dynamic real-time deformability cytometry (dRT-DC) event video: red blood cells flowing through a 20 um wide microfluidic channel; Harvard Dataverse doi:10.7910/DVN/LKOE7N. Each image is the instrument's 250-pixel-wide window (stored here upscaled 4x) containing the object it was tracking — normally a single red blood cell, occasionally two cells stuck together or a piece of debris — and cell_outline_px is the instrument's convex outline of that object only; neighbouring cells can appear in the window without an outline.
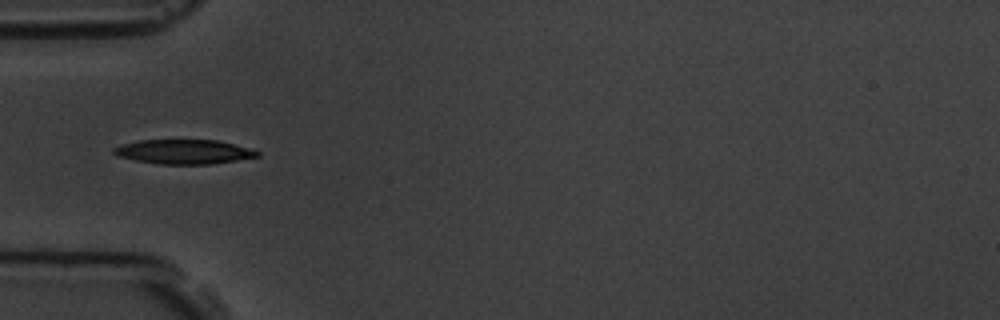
{"species": "common noctule bat (a hibernating species)", "species_latin": "Nyctalus noctula", "temperature_condition": "room temperature", "stored_images_in_passage": 8, "camera_frame_rate_fps": 3000, "um_per_image_px": 0.085, "animal": {"sex": "male", "body_mass_g": 19.5, "forearm_length_mm": 54.6}, "frame": {"image": 1, "passage_image": 6, "time_ms": 5.667, "image_size_px": [1000, 320], "cell_outline_px": [[260, 156], [236, 160], [208, 164], [160, 164], [136, 160], [116, 156], [112, 152], [112, 148], [124, 144], [140, 140], [216, 140], [248, 148], [260, 152]], "centroid_in_image_um": [15.59, 12.9], "position_along_channel_um": 69.4, "area_um2": 20.17}}
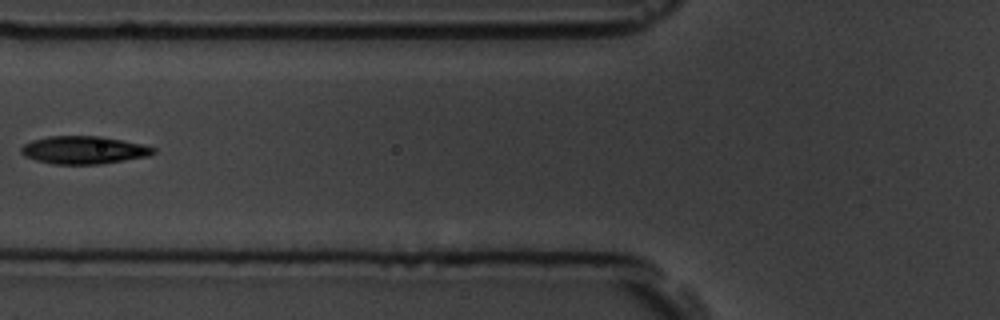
{"frame": {"image": 2, "passage_image": 7, "time_ms": 7.0, "image_size_px": [1000, 320], "cell_outline_px": [[156, 152], [148, 156], [100, 164], [52, 164], [36, 160], [24, 156], [20, 152], [20, 148], [24, 144], [32, 140], [48, 136], [100, 136], [124, 140], [156, 148]], "centroid_in_image_um": [7.1, 12.75], "position_along_channel_um": 118.7, "area_um2": 21.44}}
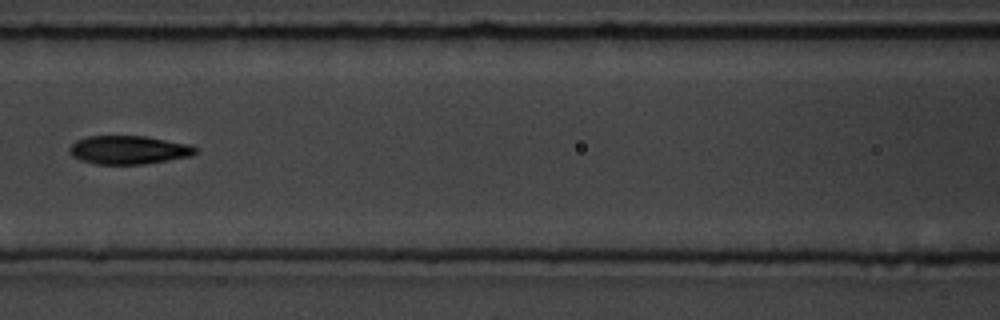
{"frame": {"image": 3, "passage_image": 8, "time_ms": 8.0, "image_size_px": [1000, 320], "cell_outline_px": [[200, 152], [192, 156], [168, 160], [140, 164], [96, 164], [80, 160], [72, 156], [68, 148], [76, 140], [88, 136], [144, 136], [192, 144], [200, 148]], "centroid_in_image_um": [11.0, 12.74], "position_along_channel_um": 155.6, "area_um2": 21.15}}